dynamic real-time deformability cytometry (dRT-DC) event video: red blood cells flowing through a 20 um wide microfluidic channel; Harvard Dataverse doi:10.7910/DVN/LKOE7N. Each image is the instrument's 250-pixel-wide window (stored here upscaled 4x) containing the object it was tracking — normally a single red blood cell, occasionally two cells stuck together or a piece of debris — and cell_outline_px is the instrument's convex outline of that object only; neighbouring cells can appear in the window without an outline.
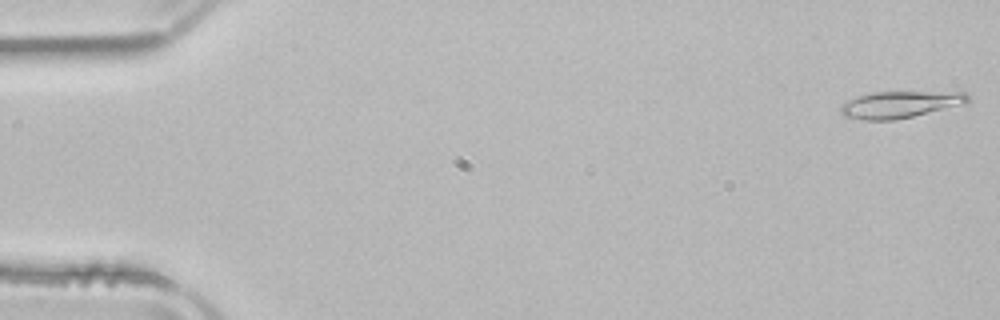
{"species": "common noctule bat (a hibernating species)", "species_latin": "Nyctalus noctula", "temperature_condition": "room temperature", "stored_images_in_passage": 52, "camera_frame_rate_fps": 3000, "um_per_image_px": 0.085, "animal": {"sex": "male", "body_mass_g": 21.5, "forearm_length_mm": 52.0}, "frame": {"image": 1, "passage_image": 1, "time_ms": 0.0, "image_size_px": [1000, 320], "cell_outline_px": [[972, 100], [968, 104], [896, 120], [864, 120], [844, 116], [840, 112], [840, 108], [848, 100], [856, 96], [872, 92], [968, 92]], "centroid_in_image_um": [76.59, 8.88], "position_along_channel_um": 8.4, "area_um2": 20.17}}
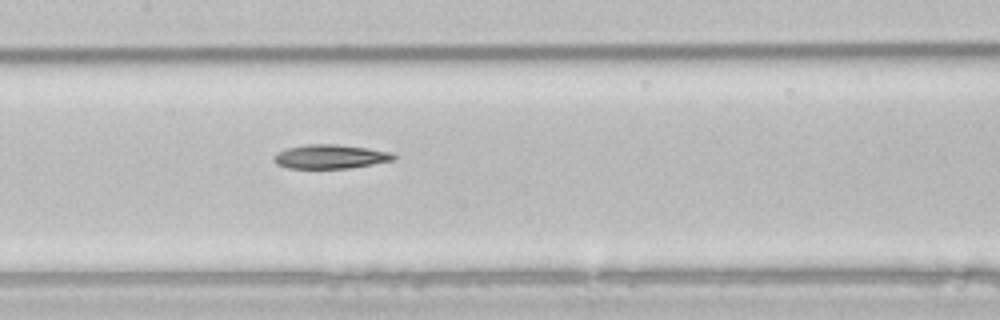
{"frame": {"image": 2, "passage_image": 25, "time_ms": 8.0, "image_size_px": [1000, 320], "cell_outline_px": [[396, 160], [348, 168], [288, 168], [276, 164], [272, 160], [272, 156], [276, 152], [288, 148], [308, 144], [340, 144], [368, 148], [392, 152], [396, 156]], "centroid_in_image_um": [28.07, 13.3], "position_along_channel_um": 179.3, "area_um2": 16.94}}
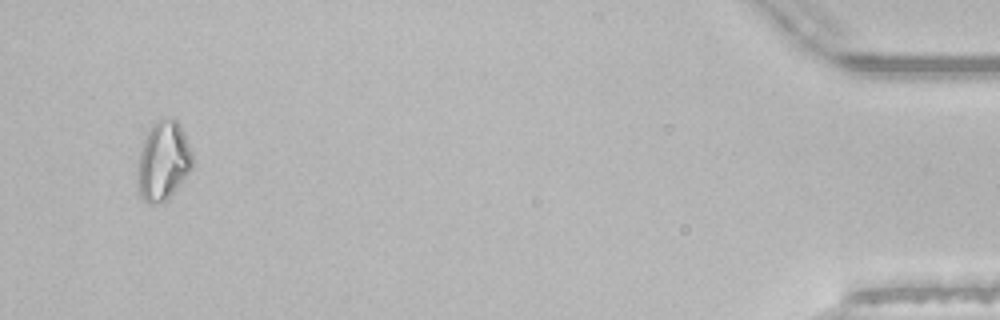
{"frame": {"image": 3, "passage_image": 50, "time_ms": 16.333, "image_size_px": [1000, 320], "cell_outline_px": [[192, 168], [180, 184], [164, 200], [156, 204], [148, 204], [144, 200], [140, 192], [136, 180], [136, 164], [140, 140], [156, 120], [164, 116], [176, 120], [192, 152]], "centroid_in_image_um": [13.79, 13.64], "position_along_channel_um": 421.4, "area_um2": 25.61}}